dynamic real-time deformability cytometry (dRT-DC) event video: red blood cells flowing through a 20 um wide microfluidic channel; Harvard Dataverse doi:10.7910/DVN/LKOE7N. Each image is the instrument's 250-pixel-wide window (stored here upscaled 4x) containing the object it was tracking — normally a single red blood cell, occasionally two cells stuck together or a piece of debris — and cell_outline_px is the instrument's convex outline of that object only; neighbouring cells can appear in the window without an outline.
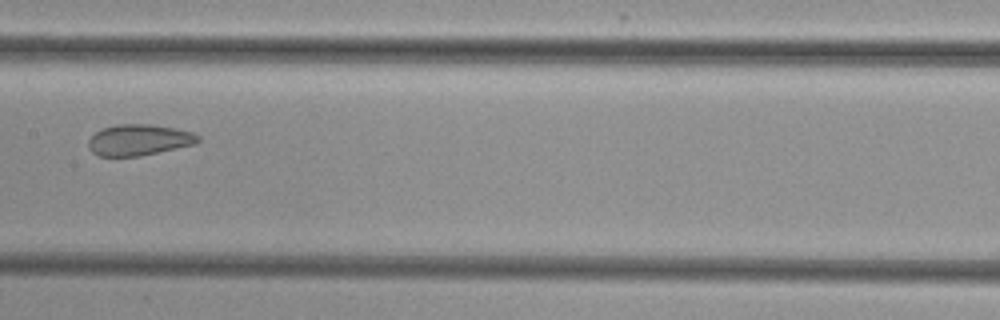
{"species": "common noctule bat (a hibernating species)", "species_latin": "Nyctalus noctula", "temperature_condition": "cold", "stored_images_in_passage": 6, "camera_frame_rate_fps": 3000, "um_per_image_px": 0.085, "animal": {"sex": "female", "body_mass_g": 29.2, "forearm_length_mm": 56.3}, "frame": {"image": 1, "passage_image": 5, "time_ms": 5.0, "image_size_px": [1000, 320], "cell_outline_px": [[200, 140], [196, 144], [140, 156], [100, 156], [92, 152], [88, 148], [88, 140], [100, 128], [116, 124], [152, 124], [192, 132], [200, 136]], "centroid_in_image_um": [11.79, 11.89], "position_along_channel_um": 195.6, "area_um2": 19.94}}
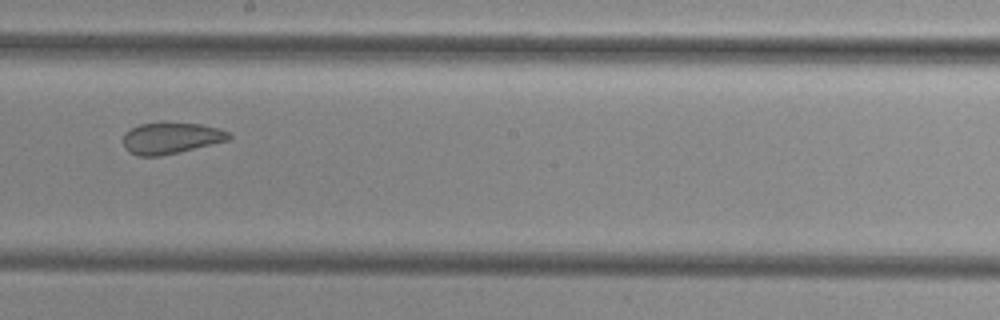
{"frame": {"image": 2, "passage_image": 6, "time_ms": 6.0, "image_size_px": [1000, 320], "cell_outline_px": [[232, 136], [228, 140], [180, 152], [160, 156], [140, 156], [128, 152], [124, 148], [124, 132], [140, 124], [200, 124], [220, 128], [232, 132]], "centroid_in_image_um": [14.56, 11.76], "position_along_channel_um": 233.6, "area_um2": 19.07}}